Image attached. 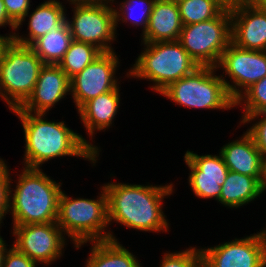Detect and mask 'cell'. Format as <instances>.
<instances>
[{
	"label": "cell",
	"instance_id": "f546056e",
	"mask_svg": "<svg viewBox=\"0 0 266 267\" xmlns=\"http://www.w3.org/2000/svg\"><path fill=\"white\" fill-rule=\"evenodd\" d=\"M3 160L0 158V226L3 223L2 219H5L4 216L10 212V189L13 184L10 169Z\"/></svg>",
	"mask_w": 266,
	"mask_h": 267
},
{
	"label": "cell",
	"instance_id": "f1b7e54d",
	"mask_svg": "<svg viewBox=\"0 0 266 267\" xmlns=\"http://www.w3.org/2000/svg\"><path fill=\"white\" fill-rule=\"evenodd\" d=\"M255 124H252L250 128H248L247 132L253 137V140L255 142L256 147L259 149L261 152L264 160L266 161V119L265 118H260L259 116L255 114H249L247 115L241 122L240 124H248L252 123V121L255 120Z\"/></svg>",
	"mask_w": 266,
	"mask_h": 267
},
{
	"label": "cell",
	"instance_id": "603a6c76",
	"mask_svg": "<svg viewBox=\"0 0 266 267\" xmlns=\"http://www.w3.org/2000/svg\"><path fill=\"white\" fill-rule=\"evenodd\" d=\"M71 41V30L68 22L65 21L60 27H55L49 33L36 39L30 47L44 64L58 65Z\"/></svg>",
	"mask_w": 266,
	"mask_h": 267
},
{
	"label": "cell",
	"instance_id": "5bb4252c",
	"mask_svg": "<svg viewBox=\"0 0 266 267\" xmlns=\"http://www.w3.org/2000/svg\"><path fill=\"white\" fill-rule=\"evenodd\" d=\"M184 161L190 170L188 181L194 195L203 199L215 198L218 201L221 186L229 172L221 153L219 152V156L198 155L187 150L184 154Z\"/></svg>",
	"mask_w": 266,
	"mask_h": 267
},
{
	"label": "cell",
	"instance_id": "d4e9b609",
	"mask_svg": "<svg viewBox=\"0 0 266 267\" xmlns=\"http://www.w3.org/2000/svg\"><path fill=\"white\" fill-rule=\"evenodd\" d=\"M101 53L94 45L72 40L58 66L71 79L93 62Z\"/></svg>",
	"mask_w": 266,
	"mask_h": 267
},
{
	"label": "cell",
	"instance_id": "4dcf8cb0",
	"mask_svg": "<svg viewBox=\"0 0 266 267\" xmlns=\"http://www.w3.org/2000/svg\"><path fill=\"white\" fill-rule=\"evenodd\" d=\"M9 18L18 25L30 10L31 0H3Z\"/></svg>",
	"mask_w": 266,
	"mask_h": 267
},
{
	"label": "cell",
	"instance_id": "ac0fdd59",
	"mask_svg": "<svg viewBox=\"0 0 266 267\" xmlns=\"http://www.w3.org/2000/svg\"><path fill=\"white\" fill-rule=\"evenodd\" d=\"M182 27L176 0H156L147 30L141 35V42L176 41L179 39Z\"/></svg>",
	"mask_w": 266,
	"mask_h": 267
},
{
	"label": "cell",
	"instance_id": "7bdbcfd3",
	"mask_svg": "<svg viewBox=\"0 0 266 267\" xmlns=\"http://www.w3.org/2000/svg\"><path fill=\"white\" fill-rule=\"evenodd\" d=\"M226 2H228L229 4L230 3H233V2H237V1H239V0H225Z\"/></svg>",
	"mask_w": 266,
	"mask_h": 267
},
{
	"label": "cell",
	"instance_id": "1f68e13d",
	"mask_svg": "<svg viewBox=\"0 0 266 267\" xmlns=\"http://www.w3.org/2000/svg\"><path fill=\"white\" fill-rule=\"evenodd\" d=\"M38 265L14 246L5 252L2 267H36Z\"/></svg>",
	"mask_w": 266,
	"mask_h": 267
},
{
	"label": "cell",
	"instance_id": "83f0119b",
	"mask_svg": "<svg viewBox=\"0 0 266 267\" xmlns=\"http://www.w3.org/2000/svg\"><path fill=\"white\" fill-rule=\"evenodd\" d=\"M201 259V249L190 247L181 252L164 253L159 267H194Z\"/></svg>",
	"mask_w": 266,
	"mask_h": 267
},
{
	"label": "cell",
	"instance_id": "44dd1931",
	"mask_svg": "<svg viewBox=\"0 0 266 267\" xmlns=\"http://www.w3.org/2000/svg\"><path fill=\"white\" fill-rule=\"evenodd\" d=\"M264 191L266 187L257 178L229 171L221 186L218 202L225 207L238 209L260 198Z\"/></svg>",
	"mask_w": 266,
	"mask_h": 267
},
{
	"label": "cell",
	"instance_id": "b9f144b4",
	"mask_svg": "<svg viewBox=\"0 0 266 267\" xmlns=\"http://www.w3.org/2000/svg\"><path fill=\"white\" fill-rule=\"evenodd\" d=\"M266 12V2L260 6Z\"/></svg>",
	"mask_w": 266,
	"mask_h": 267
},
{
	"label": "cell",
	"instance_id": "f35d334b",
	"mask_svg": "<svg viewBox=\"0 0 266 267\" xmlns=\"http://www.w3.org/2000/svg\"><path fill=\"white\" fill-rule=\"evenodd\" d=\"M257 233H258L260 239L266 244V228L265 229L263 228L262 231L257 232Z\"/></svg>",
	"mask_w": 266,
	"mask_h": 267
},
{
	"label": "cell",
	"instance_id": "ffe728a7",
	"mask_svg": "<svg viewBox=\"0 0 266 267\" xmlns=\"http://www.w3.org/2000/svg\"><path fill=\"white\" fill-rule=\"evenodd\" d=\"M65 5L62 2L56 3H41L33 12L30 11L25 15V18L17 25V30L22 23L25 22L26 17L28 21V35L23 36L15 33L14 41L18 44L30 46L36 39L49 33L53 28L60 27L68 18L66 15Z\"/></svg>",
	"mask_w": 266,
	"mask_h": 267
},
{
	"label": "cell",
	"instance_id": "8992f818",
	"mask_svg": "<svg viewBox=\"0 0 266 267\" xmlns=\"http://www.w3.org/2000/svg\"><path fill=\"white\" fill-rule=\"evenodd\" d=\"M216 67L199 66L190 75L173 82L159 95L175 104L198 109L230 110L235 108V101L229 95Z\"/></svg>",
	"mask_w": 266,
	"mask_h": 267
},
{
	"label": "cell",
	"instance_id": "74e56055",
	"mask_svg": "<svg viewBox=\"0 0 266 267\" xmlns=\"http://www.w3.org/2000/svg\"><path fill=\"white\" fill-rule=\"evenodd\" d=\"M256 114L260 117V118H265L266 119V105L262 106L257 112Z\"/></svg>",
	"mask_w": 266,
	"mask_h": 267
},
{
	"label": "cell",
	"instance_id": "7a4b0ae2",
	"mask_svg": "<svg viewBox=\"0 0 266 267\" xmlns=\"http://www.w3.org/2000/svg\"><path fill=\"white\" fill-rule=\"evenodd\" d=\"M103 187L107 194L109 225L116 222L143 232H168L170 226L162 202L166 196L173 195L172 183L153 186L108 182Z\"/></svg>",
	"mask_w": 266,
	"mask_h": 267
},
{
	"label": "cell",
	"instance_id": "4fadbf2b",
	"mask_svg": "<svg viewBox=\"0 0 266 267\" xmlns=\"http://www.w3.org/2000/svg\"><path fill=\"white\" fill-rule=\"evenodd\" d=\"M200 249L210 267H266V244L258 233Z\"/></svg>",
	"mask_w": 266,
	"mask_h": 267
},
{
	"label": "cell",
	"instance_id": "8fae6325",
	"mask_svg": "<svg viewBox=\"0 0 266 267\" xmlns=\"http://www.w3.org/2000/svg\"><path fill=\"white\" fill-rule=\"evenodd\" d=\"M15 236L12 246L35 263L52 265L61 258L66 236L57 222L12 226Z\"/></svg>",
	"mask_w": 266,
	"mask_h": 267
},
{
	"label": "cell",
	"instance_id": "277c9868",
	"mask_svg": "<svg viewBox=\"0 0 266 267\" xmlns=\"http://www.w3.org/2000/svg\"><path fill=\"white\" fill-rule=\"evenodd\" d=\"M100 189L97 199H74L64 191L59 196L57 225L77 249L87 242L118 240L112 231L107 230V194L103 185Z\"/></svg>",
	"mask_w": 266,
	"mask_h": 267
},
{
	"label": "cell",
	"instance_id": "e575fe53",
	"mask_svg": "<svg viewBox=\"0 0 266 267\" xmlns=\"http://www.w3.org/2000/svg\"><path fill=\"white\" fill-rule=\"evenodd\" d=\"M69 4H87V3H106L114 2L115 0H67Z\"/></svg>",
	"mask_w": 266,
	"mask_h": 267
},
{
	"label": "cell",
	"instance_id": "5b68a950",
	"mask_svg": "<svg viewBox=\"0 0 266 267\" xmlns=\"http://www.w3.org/2000/svg\"><path fill=\"white\" fill-rule=\"evenodd\" d=\"M142 45L145 46L144 50L128 69L127 77L152 81L150 88L158 94L199 67L178 40Z\"/></svg>",
	"mask_w": 266,
	"mask_h": 267
},
{
	"label": "cell",
	"instance_id": "2e32d148",
	"mask_svg": "<svg viewBox=\"0 0 266 267\" xmlns=\"http://www.w3.org/2000/svg\"><path fill=\"white\" fill-rule=\"evenodd\" d=\"M69 94L70 78L66 73L58 65L44 64L31 95L19 108L11 111L46 114Z\"/></svg>",
	"mask_w": 266,
	"mask_h": 267
},
{
	"label": "cell",
	"instance_id": "4316f807",
	"mask_svg": "<svg viewBox=\"0 0 266 267\" xmlns=\"http://www.w3.org/2000/svg\"><path fill=\"white\" fill-rule=\"evenodd\" d=\"M243 106L242 121L247 115L255 114L266 105V76L249 87L236 101L235 106Z\"/></svg>",
	"mask_w": 266,
	"mask_h": 267
},
{
	"label": "cell",
	"instance_id": "52a82bcc",
	"mask_svg": "<svg viewBox=\"0 0 266 267\" xmlns=\"http://www.w3.org/2000/svg\"><path fill=\"white\" fill-rule=\"evenodd\" d=\"M44 66L30 46L14 40L0 62V93L10 110L19 108L31 95Z\"/></svg>",
	"mask_w": 266,
	"mask_h": 267
},
{
	"label": "cell",
	"instance_id": "d590c367",
	"mask_svg": "<svg viewBox=\"0 0 266 267\" xmlns=\"http://www.w3.org/2000/svg\"><path fill=\"white\" fill-rule=\"evenodd\" d=\"M7 244L5 243L4 239L0 235V267L3 266V259L5 252L7 251Z\"/></svg>",
	"mask_w": 266,
	"mask_h": 267
},
{
	"label": "cell",
	"instance_id": "60d3db41",
	"mask_svg": "<svg viewBox=\"0 0 266 267\" xmlns=\"http://www.w3.org/2000/svg\"><path fill=\"white\" fill-rule=\"evenodd\" d=\"M56 2H60V0L59 1H57V0H46V1H44V3H56Z\"/></svg>",
	"mask_w": 266,
	"mask_h": 267
},
{
	"label": "cell",
	"instance_id": "30bf717a",
	"mask_svg": "<svg viewBox=\"0 0 266 267\" xmlns=\"http://www.w3.org/2000/svg\"><path fill=\"white\" fill-rule=\"evenodd\" d=\"M219 68L224 70L220 76L229 95L236 101L249 87L266 76V51L243 49L231 42L221 55L216 66L217 70ZM228 76L232 82L224 78Z\"/></svg>",
	"mask_w": 266,
	"mask_h": 267
},
{
	"label": "cell",
	"instance_id": "484cf974",
	"mask_svg": "<svg viewBox=\"0 0 266 267\" xmlns=\"http://www.w3.org/2000/svg\"><path fill=\"white\" fill-rule=\"evenodd\" d=\"M155 1L156 0H123L118 4L119 7L117 9L114 6L116 29L118 27V22H130L131 26H136V28L142 26V34H144L147 30L149 17L152 13ZM139 6L140 8L138 9Z\"/></svg>",
	"mask_w": 266,
	"mask_h": 267
},
{
	"label": "cell",
	"instance_id": "9a60e30c",
	"mask_svg": "<svg viewBox=\"0 0 266 267\" xmlns=\"http://www.w3.org/2000/svg\"><path fill=\"white\" fill-rule=\"evenodd\" d=\"M229 8L232 43L243 49L266 51V12L260 6L239 1L230 3Z\"/></svg>",
	"mask_w": 266,
	"mask_h": 267
},
{
	"label": "cell",
	"instance_id": "cb8c5ba5",
	"mask_svg": "<svg viewBox=\"0 0 266 267\" xmlns=\"http://www.w3.org/2000/svg\"><path fill=\"white\" fill-rule=\"evenodd\" d=\"M183 26L216 18L229 3L225 0H176Z\"/></svg>",
	"mask_w": 266,
	"mask_h": 267
},
{
	"label": "cell",
	"instance_id": "ba28073f",
	"mask_svg": "<svg viewBox=\"0 0 266 267\" xmlns=\"http://www.w3.org/2000/svg\"><path fill=\"white\" fill-rule=\"evenodd\" d=\"M178 41L199 66L216 67L232 42L229 5L216 18L183 26Z\"/></svg>",
	"mask_w": 266,
	"mask_h": 267
},
{
	"label": "cell",
	"instance_id": "3957f363",
	"mask_svg": "<svg viewBox=\"0 0 266 267\" xmlns=\"http://www.w3.org/2000/svg\"><path fill=\"white\" fill-rule=\"evenodd\" d=\"M22 169L15 189H10L13 226L56 222L62 183L51 179L40 168Z\"/></svg>",
	"mask_w": 266,
	"mask_h": 267
},
{
	"label": "cell",
	"instance_id": "8d00e7d4",
	"mask_svg": "<svg viewBox=\"0 0 266 267\" xmlns=\"http://www.w3.org/2000/svg\"><path fill=\"white\" fill-rule=\"evenodd\" d=\"M239 2H242L247 5H251V6H261L263 3L266 2V0H239Z\"/></svg>",
	"mask_w": 266,
	"mask_h": 267
},
{
	"label": "cell",
	"instance_id": "9c48e42d",
	"mask_svg": "<svg viewBox=\"0 0 266 267\" xmlns=\"http://www.w3.org/2000/svg\"><path fill=\"white\" fill-rule=\"evenodd\" d=\"M112 4H73V17L66 19L72 40L94 45L102 52L114 51L111 45L117 38V30Z\"/></svg>",
	"mask_w": 266,
	"mask_h": 267
},
{
	"label": "cell",
	"instance_id": "7c38bea8",
	"mask_svg": "<svg viewBox=\"0 0 266 267\" xmlns=\"http://www.w3.org/2000/svg\"><path fill=\"white\" fill-rule=\"evenodd\" d=\"M119 60L114 51L103 52L70 79V95L77 110L90 99L119 86V79L115 76Z\"/></svg>",
	"mask_w": 266,
	"mask_h": 267
},
{
	"label": "cell",
	"instance_id": "e0dca14e",
	"mask_svg": "<svg viewBox=\"0 0 266 267\" xmlns=\"http://www.w3.org/2000/svg\"><path fill=\"white\" fill-rule=\"evenodd\" d=\"M219 152L229 171L255 177L266 185V161L247 131L239 139L223 145Z\"/></svg>",
	"mask_w": 266,
	"mask_h": 267
},
{
	"label": "cell",
	"instance_id": "ab89813d",
	"mask_svg": "<svg viewBox=\"0 0 266 267\" xmlns=\"http://www.w3.org/2000/svg\"><path fill=\"white\" fill-rule=\"evenodd\" d=\"M194 267H210L202 258Z\"/></svg>",
	"mask_w": 266,
	"mask_h": 267
},
{
	"label": "cell",
	"instance_id": "836d02e7",
	"mask_svg": "<svg viewBox=\"0 0 266 267\" xmlns=\"http://www.w3.org/2000/svg\"><path fill=\"white\" fill-rule=\"evenodd\" d=\"M15 33H10L8 35L4 34L5 36L0 35V62L3 59L4 53L6 48L11 44L14 40Z\"/></svg>",
	"mask_w": 266,
	"mask_h": 267
},
{
	"label": "cell",
	"instance_id": "d6a6232c",
	"mask_svg": "<svg viewBox=\"0 0 266 267\" xmlns=\"http://www.w3.org/2000/svg\"><path fill=\"white\" fill-rule=\"evenodd\" d=\"M9 25L12 30L17 31V25L9 18L3 0H0V27Z\"/></svg>",
	"mask_w": 266,
	"mask_h": 267
},
{
	"label": "cell",
	"instance_id": "7402d4cb",
	"mask_svg": "<svg viewBox=\"0 0 266 267\" xmlns=\"http://www.w3.org/2000/svg\"><path fill=\"white\" fill-rule=\"evenodd\" d=\"M84 267H142L135 255L115 240L94 241Z\"/></svg>",
	"mask_w": 266,
	"mask_h": 267
},
{
	"label": "cell",
	"instance_id": "d6986e66",
	"mask_svg": "<svg viewBox=\"0 0 266 267\" xmlns=\"http://www.w3.org/2000/svg\"><path fill=\"white\" fill-rule=\"evenodd\" d=\"M119 88L90 99L77 110L90 140L94 139L97 131H105L112 126L121 100Z\"/></svg>",
	"mask_w": 266,
	"mask_h": 267
},
{
	"label": "cell",
	"instance_id": "6da1fadb",
	"mask_svg": "<svg viewBox=\"0 0 266 267\" xmlns=\"http://www.w3.org/2000/svg\"><path fill=\"white\" fill-rule=\"evenodd\" d=\"M12 113L18 116L24 131L25 153L22 163L25 167L41 169L42 164L49 160L64 156L83 157L95 166L100 148L67 127L65 121H48L44 113Z\"/></svg>",
	"mask_w": 266,
	"mask_h": 267
}]
</instances>
